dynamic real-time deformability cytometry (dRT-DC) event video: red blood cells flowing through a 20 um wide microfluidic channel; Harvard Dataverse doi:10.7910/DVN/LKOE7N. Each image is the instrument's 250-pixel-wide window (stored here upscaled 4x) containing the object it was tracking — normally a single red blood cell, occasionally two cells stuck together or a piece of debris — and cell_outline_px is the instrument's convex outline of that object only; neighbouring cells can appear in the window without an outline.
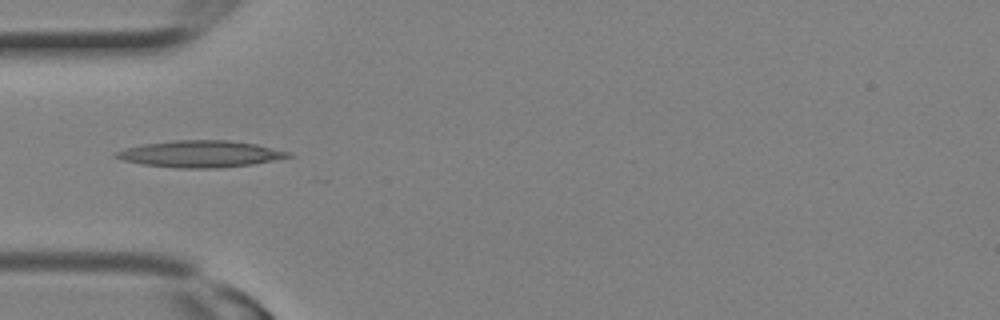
{"species": "Egyptian fruit bat (a non-hibernating species)", "species_latin": "Rousettus aegyptiacus", "temperature_condition": "room temperature", "stored_images_in_passage": 1, "camera_frame_rate_fps": 3000, "um_per_image_px": 0.085, "animal": {"sex": "female"}, "frame": {"image": 1, "passage_image": 1, "time_ms": 0.0, "image_size_px": [1000, 320], "cell_outline_px": [[292, 156], [252, 164], [216, 168], [176, 168], [144, 164], [124, 160], [112, 156], [116, 152], [124, 148], [140, 144], [172, 140], [228, 140], [256, 144], [292, 152]], "centroid_in_image_um": [17.0, 13.07], "position_along_channel_um": 68.0, "area_um2": 26.76}}